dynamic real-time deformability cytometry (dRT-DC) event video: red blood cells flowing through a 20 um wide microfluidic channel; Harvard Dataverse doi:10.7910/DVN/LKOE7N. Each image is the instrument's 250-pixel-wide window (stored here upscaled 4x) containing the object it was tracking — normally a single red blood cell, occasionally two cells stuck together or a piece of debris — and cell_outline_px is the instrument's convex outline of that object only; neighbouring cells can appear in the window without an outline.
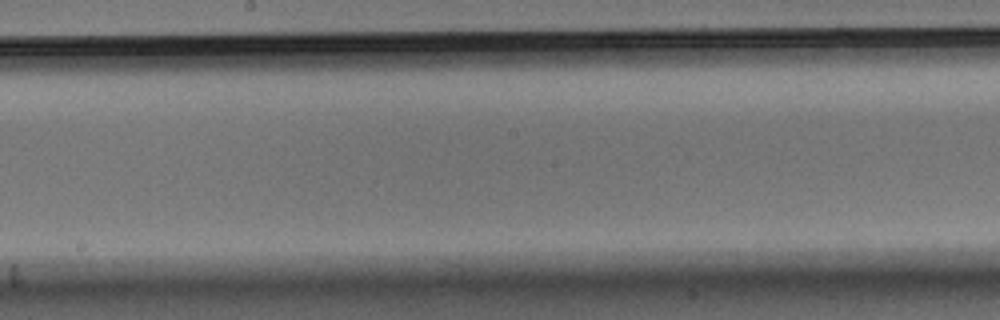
{"species": "Egyptian fruit bat (a non-hibernating species)", "species_latin": "Rousettus aegyptiacus", "temperature_condition": "warm", "stored_images_in_passage": 8, "camera_frame_rate_fps": 3000, "um_per_image_px": 0.085, "animal": {"sex": "male"}, "frame": {"image": 1, "passage_image": 8, "time_ms": 2.333, "image_size_px": [1000, 320], "cell_outline_px": [[708, 208], [704, 212], [692, 216], [656, 220], [600, 220], [592, 216], [592, 208], [600, 204], [700, 204]], "centroid_in_image_um": [54.88, 17.98], "position_along_channel_um": 193.3, "area_um2": 11.73}}